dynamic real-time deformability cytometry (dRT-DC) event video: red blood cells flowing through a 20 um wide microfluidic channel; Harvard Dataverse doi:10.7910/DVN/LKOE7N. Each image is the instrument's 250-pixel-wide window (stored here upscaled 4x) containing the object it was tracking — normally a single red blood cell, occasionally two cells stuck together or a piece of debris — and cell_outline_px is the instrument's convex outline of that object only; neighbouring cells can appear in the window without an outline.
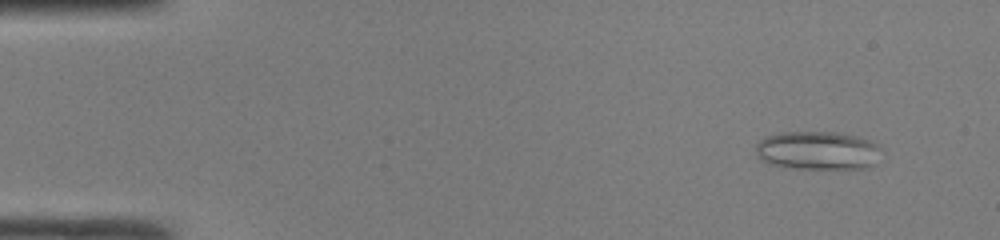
{"species": "common noctule bat (a hibernating species)", "species_latin": "Nyctalus noctula", "temperature_condition": "room temperature", "stored_images_in_passage": 49, "camera_frame_rate_fps": 3000, "um_per_image_px": 0.085, "animal": {"sex": "male", "body_mass_g": 19.0, "forearm_length_mm": 50.8}, "frame": {"image": 1, "passage_image": 5, "time_ms": 1.333, "image_size_px": [1000, 240], "cell_outline_px": [[884, 152], [876, 164], [864, 168], [792, 168], [772, 164], [760, 160], [756, 152], [756, 144], [764, 136], [780, 132], [840, 132], [860, 136], [876, 144]], "centroid_in_image_um": [69.54, 12.78], "position_along_channel_um": 15.5, "area_um2": 28.55}}
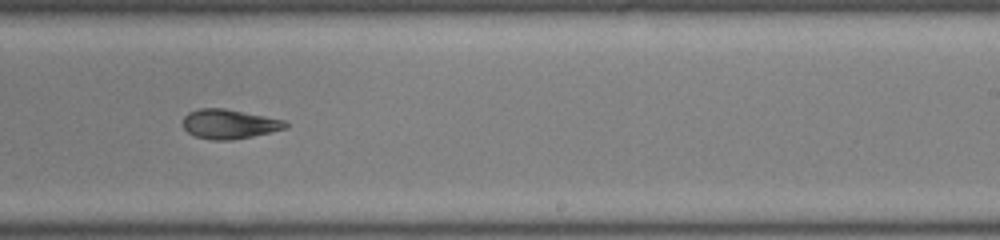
{"frame": {"image": 2, "passage_image": 31, "time_ms": 10.0, "image_size_px": [1000, 240], "cell_outline_px": [[288, 128], [252, 136], [232, 140], [212, 140], [192, 136], [180, 124], [184, 116], [188, 112], [200, 108], [224, 108], [284, 120], [288, 124]], "centroid_in_image_um": [19.43, 10.55], "position_along_channel_um": 269.6, "area_um2": 17.74}}
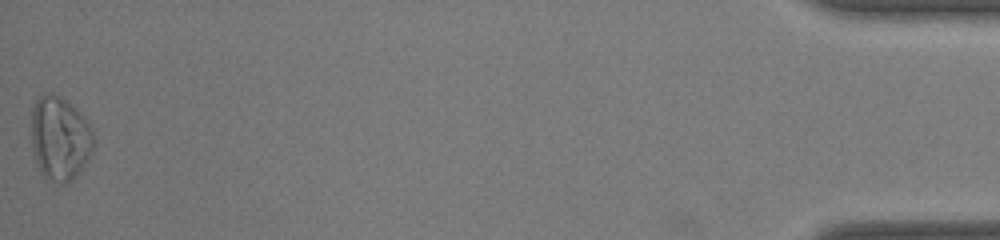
{"frame": {"image": 3, "passage_image": 49, "time_ms": 16.0, "image_size_px": [1000, 240], "cell_outline_px": [[92, 152], [76, 176], [72, 180], [64, 184], [60, 184], [44, 176], [40, 172], [32, 152], [32, 108], [36, 100], [44, 92], [52, 92], [60, 96], [88, 120], [92, 128]], "centroid_in_image_um": [5.07, 11.75], "position_along_channel_um": 430.1, "area_um2": 30.4}, "authors_computed_cell_mechanics": {"area_um2": 21.0392, "velocity_mm_per_s": 4.225, "shape_relaxation_time_tau1_ms": 5.7347, "shape_relaxation_time_tau2_ms": 2.959, "deformation_change_tau1": 0.1653, "deformation_change_tau2": 0.1018}}